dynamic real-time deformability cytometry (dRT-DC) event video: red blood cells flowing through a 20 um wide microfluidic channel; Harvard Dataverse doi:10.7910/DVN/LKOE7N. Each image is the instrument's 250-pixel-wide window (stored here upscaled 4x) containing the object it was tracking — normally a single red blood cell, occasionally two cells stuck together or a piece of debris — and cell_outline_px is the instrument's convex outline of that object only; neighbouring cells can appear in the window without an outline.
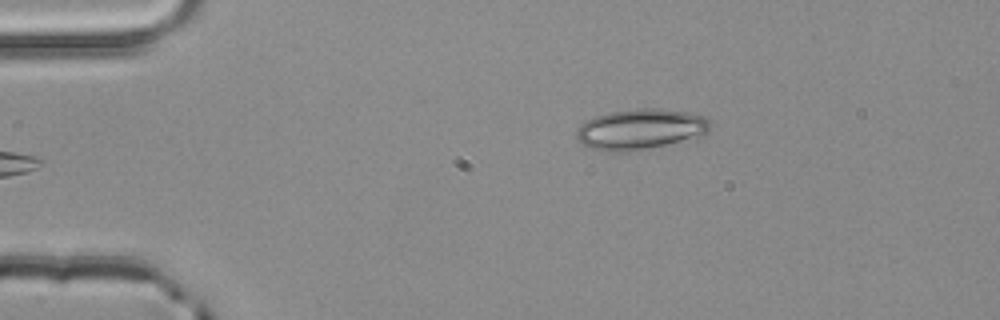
{"species": "common noctule bat (a hibernating species)", "species_latin": "Nyctalus noctula", "temperature_condition": "room temperature", "stored_images_in_passage": 2, "camera_frame_rate_fps": 3000, "um_per_image_px": 0.085, "animal": {"sex": "male", "body_mass_g": 20.4}, "frame": {"image": 1, "passage_image": 2, "time_ms": 0.333, "image_size_px": [1000, 320], "cell_outline_px": [[712, 124], [708, 132], [696, 140], [628, 152], [604, 152], [584, 148], [576, 136], [576, 128], [580, 124], [596, 116], [608, 112], [636, 108], [664, 108], [688, 112], [704, 116], [712, 120]], "centroid_in_image_um": [54.48, 11.0], "position_along_channel_um": 30.5, "area_um2": 32.89}}